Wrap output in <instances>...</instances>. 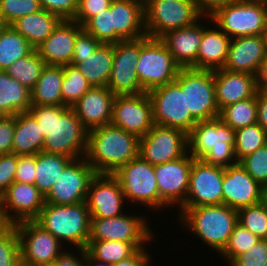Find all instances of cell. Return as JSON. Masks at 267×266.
I'll list each match as a JSON object with an SVG mask.
<instances>
[{"instance_id": "obj_47", "label": "cell", "mask_w": 267, "mask_h": 266, "mask_svg": "<svg viewBox=\"0 0 267 266\" xmlns=\"http://www.w3.org/2000/svg\"><path fill=\"white\" fill-rule=\"evenodd\" d=\"M239 164L262 187L267 186V143L252 154L242 158Z\"/></svg>"}, {"instance_id": "obj_60", "label": "cell", "mask_w": 267, "mask_h": 266, "mask_svg": "<svg viewBox=\"0 0 267 266\" xmlns=\"http://www.w3.org/2000/svg\"><path fill=\"white\" fill-rule=\"evenodd\" d=\"M85 265L86 266H112V264L100 261L94 258L86 249H85Z\"/></svg>"}, {"instance_id": "obj_7", "label": "cell", "mask_w": 267, "mask_h": 266, "mask_svg": "<svg viewBox=\"0 0 267 266\" xmlns=\"http://www.w3.org/2000/svg\"><path fill=\"white\" fill-rule=\"evenodd\" d=\"M145 29L152 38H161L171 30L186 28L203 16L194 0H146Z\"/></svg>"}, {"instance_id": "obj_31", "label": "cell", "mask_w": 267, "mask_h": 266, "mask_svg": "<svg viewBox=\"0 0 267 266\" xmlns=\"http://www.w3.org/2000/svg\"><path fill=\"white\" fill-rule=\"evenodd\" d=\"M62 19L44 9L18 18L11 26L36 49L53 32Z\"/></svg>"}, {"instance_id": "obj_58", "label": "cell", "mask_w": 267, "mask_h": 266, "mask_svg": "<svg viewBox=\"0 0 267 266\" xmlns=\"http://www.w3.org/2000/svg\"><path fill=\"white\" fill-rule=\"evenodd\" d=\"M257 123L267 132V92L257 91Z\"/></svg>"}, {"instance_id": "obj_41", "label": "cell", "mask_w": 267, "mask_h": 266, "mask_svg": "<svg viewBox=\"0 0 267 266\" xmlns=\"http://www.w3.org/2000/svg\"><path fill=\"white\" fill-rule=\"evenodd\" d=\"M63 83L61 86L63 105L71 107L75 104L92 86L76 66H63Z\"/></svg>"}, {"instance_id": "obj_30", "label": "cell", "mask_w": 267, "mask_h": 266, "mask_svg": "<svg viewBox=\"0 0 267 266\" xmlns=\"http://www.w3.org/2000/svg\"><path fill=\"white\" fill-rule=\"evenodd\" d=\"M44 141L45 137L40 129V125L29 112L15 115L12 154L36 155L42 152Z\"/></svg>"}, {"instance_id": "obj_4", "label": "cell", "mask_w": 267, "mask_h": 266, "mask_svg": "<svg viewBox=\"0 0 267 266\" xmlns=\"http://www.w3.org/2000/svg\"><path fill=\"white\" fill-rule=\"evenodd\" d=\"M179 209L182 227L189 228L201 242L220 254L238 223L237 210L225 204Z\"/></svg>"}, {"instance_id": "obj_39", "label": "cell", "mask_w": 267, "mask_h": 266, "mask_svg": "<svg viewBox=\"0 0 267 266\" xmlns=\"http://www.w3.org/2000/svg\"><path fill=\"white\" fill-rule=\"evenodd\" d=\"M219 118L233 130L257 123V93L220 110Z\"/></svg>"}, {"instance_id": "obj_13", "label": "cell", "mask_w": 267, "mask_h": 266, "mask_svg": "<svg viewBox=\"0 0 267 266\" xmlns=\"http://www.w3.org/2000/svg\"><path fill=\"white\" fill-rule=\"evenodd\" d=\"M142 49V38L114 44V59L107 88L114 95L141 94L136 63Z\"/></svg>"}, {"instance_id": "obj_5", "label": "cell", "mask_w": 267, "mask_h": 266, "mask_svg": "<svg viewBox=\"0 0 267 266\" xmlns=\"http://www.w3.org/2000/svg\"><path fill=\"white\" fill-rule=\"evenodd\" d=\"M60 242L86 249L90 237L91 216L85 202L69 205L44 204L34 220Z\"/></svg>"}, {"instance_id": "obj_40", "label": "cell", "mask_w": 267, "mask_h": 266, "mask_svg": "<svg viewBox=\"0 0 267 266\" xmlns=\"http://www.w3.org/2000/svg\"><path fill=\"white\" fill-rule=\"evenodd\" d=\"M267 143V132L258 124L235 130V156L237 162Z\"/></svg>"}, {"instance_id": "obj_63", "label": "cell", "mask_w": 267, "mask_h": 266, "mask_svg": "<svg viewBox=\"0 0 267 266\" xmlns=\"http://www.w3.org/2000/svg\"><path fill=\"white\" fill-rule=\"evenodd\" d=\"M263 37H264V40H265V51L267 53V27L263 33Z\"/></svg>"}, {"instance_id": "obj_61", "label": "cell", "mask_w": 267, "mask_h": 266, "mask_svg": "<svg viewBox=\"0 0 267 266\" xmlns=\"http://www.w3.org/2000/svg\"><path fill=\"white\" fill-rule=\"evenodd\" d=\"M262 202L267 207V186L263 187Z\"/></svg>"}, {"instance_id": "obj_10", "label": "cell", "mask_w": 267, "mask_h": 266, "mask_svg": "<svg viewBox=\"0 0 267 266\" xmlns=\"http://www.w3.org/2000/svg\"><path fill=\"white\" fill-rule=\"evenodd\" d=\"M119 181L125 200L145 207L159 209V191L154 165L140 155L113 174Z\"/></svg>"}, {"instance_id": "obj_27", "label": "cell", "mask_w": 267, "mask_h": 266, "mask_svg": "<svg viewBox=\"0 0 267 266\" xmlns=\"http://www.w3.org/2000/svg\"><path fill=\"white\" fill-rule=\"evenodd\" d=\"M266 54L263 35L231 39L223 69L256 76Z\"/></svg>"}, {"instance_id": "obj_36", "label": "cell", "mask_w": 267, "mask_h": 266, "mask_svg": "<svg viewBox=\"0 0 267 266\" xmlns=\"http://www.w3.org/2000/svg\"><path fill=\"white\" fill-rule=\"evenodd\" d=\"M148 242H123L89 240L86 250L96 259L110 264L133 256Z\"/></svg>"}, {"instance_id": "obj_43", "label": "cell", "mask_w": 267, "mask_h": 266, "mask_svg": "<svg viewBox=\"0 0 267 266\" xmlns=\"http://www.w3.org/2000/svg\"><path fill=\"white\" fill-rule=\"evenodd\" d=\"M83 29L103 44H115V27L110 8L91 17Z\"/></svg>"}, {"instance_id": "obj_1", "label": "cell", "mask_w": 267, "mask_h": 266, "mask_svg": "<svg viewBox=\"0 0 267 266\" xmlns=\"http://www.w3.org/2000/svg\"><path fill=\"white\" fill-rule=\"evenodd\" d=\"M28 112L37 120L44 134L42 152L73 159L85 157L88 131L71 107L31 105Z\"/></svg>"}, {"instance_id": "obj_56", "label": "cell", "mask_w": 267, "mask_h": 266, "mask_svg": "<svg viewBox=\"0 0 267 266\" xmlns=\"http://www.w3.org/2000/svg\"><path fill=\"white\" fill-rule=\"evenodd\" d=\"M236 0H194L203 16H211L218 8L233 3Z\"/></svg>"}, {"instance_id": "obj_15", "label": "cell", "mask_w": 267, "mask_h": 266, "mask_svg": "<svg viewBox=\"0 0 267 266\" xmlns=\"http://www.w3.org/2000/svg\"><path fill=\"white\" fill-rule=\"evenodd\" d=\"M224 167L194 159L185 203L180 208L223 204Z\"/></svg>"}, {"instance_id": "obj_20", "label": "cell", "mask_w": 267, "mask_h": 266, "mask_svg": "<svg viewBox=\"0 0 267 266\" xmlns=\"http://www.w3.org/2000/svg\"><path fill=\"white\" fill-rule=\"evenodd\" d=\"M44 204L45 196L35 185L22 182L12 183L0 198L2 217L9 225L21 221H34Z\"/></svg>"}, {"instance_id": "obj_53", "label": "cell", "mask_w": 267, "mask_h": 266, "mask_svg": "<svg viewBox=\"0 0 267 266\" xmlns=\"http://www.w3.org/2000/svg\"><path fill=\"white\" fill-rule=\"evenodd\" d=\"M36 179V155H18L15 182L34 185Z\"/></svg>"}, {"instance_id": "obj_6", "label": "cell", "mask_w": 267, "mask_h": 266, "mask_svg": "<svg viewBox=\"0 0 267 266\" xmlns=\"http://www.w3.org/2000/svg\"><path fill=\"white\" fill-rule=\"evenodd\" d=\"M206 18L231 39L263 35L267 27V0H236Z\"/></svg>"}, {"instance_id": "obj_16", "label": "cell", "mask_w": 267, "mask_h": 266, "mask_svg": "<svg viewBox=\"0 0 267 266\" xmlns=\"http://www.w3.org/2000/svg\"><path fill=\"white\" fill-rule=\"evenodd\" d=\"M188 153V135L170 127L153 125L140 138L139 155L151 165L167 163Z\"/></svg>"}, {"instance_id": "obj_64", "label": "cell", "mask_w": 267, "mask_h": 266, "mask_svg": "<svg viewBox=\"0 0 267 266\" xmlns=\"http://www.w3.org/2000/svg\"><path fill=\"white\" fill-rule=\"evenodd\" d=\"M7 25L4 23L2 17L0 16V33Z\"/></svg>"}, {"instance_id": "obj_52", "label": "cell", "mask_w": 267, "mask_h": 266, "mask_svg": "<svg viewBox=\"0 0 267 266\" xmlns=\"http://www.w3.org/2000/svg\"><path fill=\"white\" fill-rule=\"evenodd\" d=\"M41 9L58 15L62 20H72L76 14L78 0H39Z\"/></svg>"}, {"instance_id": "obj_48", "label": "cell", "mask_w": 267, "mask_h": 266, "mask_svg": "<svg viewBox=\"0 0 267 266\" xmlns=\"http://www.w3.org/2000/svg\"><path fill=\"white\" fill-rule=\"evenodd\" d=\"M267 261V240L260 239L250 249L236 256L229 266H264Z\"/></svg>"}, {"instance_id": "obj_46", "label": "cell", "mask_w": 267, "mask_h": 266, "mask_svg": "<svg viewBox=\"0 0 267 266\" xmlns=\"http://www.w3.org/2000/svg\"><path fill=\"white\" fill-rule=\"evenodd\" d=\"M41 10L39 0H0V16L6 25Z\"/></svg>"}, {"instance_id": "obj_50", "label": "cell", "mask_w": 267, "mask_h": 266, "mask_svg": "<svg viewBox=\"0 0 267 266\" xmlns=\"http://www.w3.org/2000/svg\"><path fill=\"white\" fill-rule=\"evenodd\" d=\"M113 0H78L76 14L72 20L83 26L91 17L110 8Z\"/></svg>"}, {"instance_id": "obj_11", "label": "cell", "mask_w": 267, "mask_h": 266, "mask_svg": "<svg viewBox=\"0 0 267 266\" xmlns=\"http://www.w3.org/2000/svg\"><path fill=\"white\" fill-rule=\"evenodd\" d=\"M153 104L154 124L175 128L187 135L197 121L186 109V92L175 82L154 88L148 92Z\"/></svg>"}, {"instance_id": "obj_21", "label": "cell", "mask_w": 267, "mask_h": 266, "mask_svg": "<svg viewBox=\"0 0 267 266\" xmlns=\"http://www.w3.org/2000/svg\"><path fill=\"white\" fill-rule=\"evenodd\" d=\"M125 196L113 174H96L88 187L86 206L91 218L116 217L123 213Z\"/></svg>"}, {"instance_id": "obj_44", "label": "cell", "mask_w": 267, "mask_h": 266, "mask_svg": "<svg viewBox=\"0 0 267 266\" xmlns=\"http://www.w3.org/2000/svg\"><path fill=\"white\" fill-rule=\"evenodd\" d=\"M260 239L252 234L248 229L237 223L230 235L229 241L223 251L220 253L229 263L238 255L247 251L255 245Z\"/></svg>"}, {"instance_id": "obj_49", "label": "cell", "mask_w": 267, "mask_h": 266, "mask_svg": "<svg viewBox=\"0 0 267 266\" xmlns=\"http://www.w3.org/2000/svg\"><path fill=\"white\" fill-rule=\"evenodd\" d=\"M101 44V42L83 29L75 38L74 56L71 65L76 66L84 61L85 57L92 55Z\"/></svg>"}, {"instance_id": "obj_12", "label": "cell", "mask_w": 267, "mask_h": 266, "mask_svg": "<svg viewBox=\"0 0 267 266\" xmlns=\"http://www.w3.org/2000/svg\"><path fill=\"white\" fill-rule=\"evenodd\" d=\"M14 226L18 233L21 266H52L63 252L61 242L35 221H21Z\"/></svg>"}, {"instance_id": "obj_9", "label": "cell", "mask_w": 267, "mask_h": 266, "mask_svg": "<svg viewBox=\"0 0 267 266\" xmlns=\"http://www.w3.org/2000/svg\"><path fill=\"white\" fill-rule=\"evenodd\" d=\"M175 82L186 92V109L197 122L219 117L214 70L181 68Z\"/></svg>"}, {"instance_id": "obj_28", "label": "cell", "mask_w": 267, "mask_h": 266, "mask_svg": "<svg viewBox=\"0 0 267 266\" xmlns=\"http://www.w3.org/2000/svg\"><path fill=\"white\" fill-rule=\"evenodd\" d=\"M198 20L192 26L171 30L160 39L181 68L196 69V58L202 41L203 25Z\"/></svg>"}, {"instance_id": "obj_8", "label": "cell", "mask_w": 267, "mask_h": 266, "mask_svg": "<svg viewBox=\"0 0 267 266\" xmlns=\"http://www.w3.org/2000/svg\"><path fill=\"white\" fill-rule=\"evenodd\" d=\"M137 75L145 92L175 81L181 67L160 38L142 37V49L136 63Z\"/></svg>"}, {"instance_id": "obj_45", "label": "cell", "mask_w": 267, "mask_h": 266, "mask_svg": "<svg viewBox=\"0 0 267 266\" xmlns=\"http://www.w3.org/2000/svg\"><path fill=\"white\" fill-rule=\"evenodd\" d=\"M0 266H21L18 233L14 225L0 230Z\"/></svg>"}, {"instance_id": "obj_57", "label": "cell", "mask_w": 267, "mask_h": 266, "mask_svg": "<svg viewBox=\"0 0 267 266\" xmlns=\"http://www.w3.org/2000/svg\"><path fill=\"white\" fill-rule=\"evenodd\" d=\"M148 254L145 248H140L133 256L114 263L112 266H149L151 256Z\"/></svg>"}, {"instance_id": "obj_54", "label": "cell", "mask_w": 267, "mask_h": 266, "mask_svg": "<svg viewBox=\"0 0 267 266\" xmlns=\"http://www.w3.org/2000/svg\"><path fill=\"white\" fill-rule=\"evenodd\" d=\"M14 129L15 116H0V155L11 153Z\"/></svg>"}, {"instance_id": "obj_59", "label": "cell", "mask_w": 267, "mask_h": 266, "mask_svg": "<svg viewBox=\"0 0 267 266\" xmlns=\"http://www.w3.org/2000/svg\"><path fill=\"white\" fill-rule=\"evenodd\" d=\"M257 91L267 92V53L261 62L258 73L256 74Z\"/></svg>"}, {"instance_id": "obj_29", "label": "cell", "mask_w": 267, "mask_h": 266, "mask_svg": "<svg viewBox=\"0 0 267 266\" xmlns=\"http://www.w3.org/2000/svg\"><path fill=\"white\" fill-rule=\"evenodd\" d=\"M210 29L203 24L202 41L196 58V69L216 70L225 66L231 38L219 27ZM218 28V29H217Z\"/></svg>"}, {"instance_id": "obj_37", "label": "cell", "mask_w": 267, "mask_h": 266, "mask_svg": "<svg viewBox=\"0 0 267 266\" xmlns=\"http://www.w3.org/2000/svg\"><path fill=\"white\" fill-rule=\"evenodd\" d=\"M34 48L11 25L0 33V70L5 71L18 59L29 55Z\"/></svg>"}, {"instance_id": "obj_34", "label": "cell", "mask_w": 267, "mask_h": 266, "mask_svg": "<svg viewBox=\"0 0 267 266\" xmlns=\"http://www.w3.org/2000/svg\"><path fill=\"white\" fill-rule=\"evenodd\" d=\"M63 66L46 65L31 90V105H63Z\"/></svg>"}, {"instance_id": "obj_23", "label": "cell", "mask_w": 267, "mask_h": 266, "mask_svg": "<svg viewBox=\"0 0 267 266\" xmlns=\"http://www.w3.org/2000/svg\"><path fill=\"white\" fill-rule=\"evenodd\" d=\"M83 30L74 20H61L52 34L36 50L46 65L65 66L72 63L76 36Z\"/></svg>"}, {"instance_id": "obj_42", "label": "cell", "mask_w": 267, "mask_h": 266, "mask_svg": "<svg viewBox=\"0 0 267 266\" xmlns=\"http://www.w3.org/2000/svg\"><path fill=\"white\" fill-rule=\"evenodd\" d=\"M238 223L259 239L267 240V207L263 202L237 210Z\"/></svg>"}, {"instance_id": "obj_3", "label": "cell", "mask_w": 267, "mask_h": 266, "mask_svg": "<svg viewBox=\"0 0 267 266\" xmlns=\"http://www.w3.org/2000/svg\"><path fill=\"white\" fill-rule=\"evenodd\" d=\"M235 130L219 117L197 122L188 134V153L207 164L228 167L236 164Z\"/></svg>"}, {"instance_id": "obj_38", "label": "cell", "mask_w": 267, "mask_h": 266, "mask_svg": "<svg viewBox=\"0 0 267 266\" xmlns=\"http://www.w3.org/2000/svg\"><path fill=\"white\" fill-rule=\"evenodd\" d=\"M45 61L39 56L36 49L24 58L18 59L5 71L21 85L32 90L40 78Z\"/></svg>"}, {"instance_id": "obj_33", "label": "cell", "mask_w": 267, "mask_h": 266, "mask_svg": "<svg viewBox=\"0 0 267 266\" xmlns=\"http://www.w3.org/2000/svg\"><path fill=\"white\" fill-rule=\"evenodd\" d=\"M30 106L31 90L0 70V116L28 112Z\"/></svg>"}, {"instance_id": "obj_51", "label": "cell", "mask_w": 267, "mask_h": 266, "mask_svg": "<svg viewBox=\"0 0 267 266\" xmlns=\"http://www.w3.org/2000/svg\"><path fill=\"white\" fill-rule=\"evenodd\" d=\"M17 163L18 155L16 154L0 155V198L4 195L8 187L15 182Z\"/></svg>"}, {"instance_id": "obj_62", "label": "cell", "mask_w": 267, "mask_h": 266, "mask_svg": "<svg viewBox=\"0 0 267 266\" xmlns=\"http://www.w3.org/2000/svg\"><path fill=\"white\" fill-rule=\"evenodd\" d=\"M7 224L4 222V219L1 214V205H0V230L4 228Z\"/></svg>"}, {"instance_id": "obj_55", "label": "cell", "mask_w": 267, "mask_h": 266, "mask_svg": "<svg viewBox=\"0 0 267 266\" xmlns=\"http://www.w3.org/2000/svg\"><path fill=\"white\" fill-rule=\"evenodd\" d=\"M80 253V260L74 252L63 251L58 258L54 261L52 266H86L85 265V249H77ZM82 257V258H81Z\"/></svg>"}, {"instance_id": "obj_25", "label": "cell", "mask_w": 267, "mask_h": 266, "mask_svg": "<svg viewBox=\"0 0 267 266\" xmlns=\"http://www.w3.org/2000/svg\"><path fill=\"white\" fill-rule=\"evenodd\" d=\"M110 10L115 27V44L147 36L143 1L113 0Z\"/></svg>"}, {"instance_id": "obj_18", "label": "cell", "mask_w": 267, "mask_h": 266, "mask_svg": "<svg viewBox=\"0 0 267 266\" xmlns=\"http://www.w3.org/2000/svg\"><path fill=\"white\" fill-rule=\"evenodd\" d=\"M95 175L85 157L73 159L45 196V202L55 205L85 202L89 184Z\"/></svg>"}, {"instance_id": "obj_17", "label": "cell", "mask_w": 267, "mask_h": 266, "mask_svg": "<svg viewBox=\"0 0 267 266\" xmlns=\"http://www.w3.org/2000/svg\"><path fill=\"white\" fill-rule=\"evenodd\" d=\"M193 160L194 158L187 153L173 161L154 165L161 210L170 205L180 208L185 203Z\"/></svg>"}, {"instance_id": "obj_24", "label": "cell", "mask_w": 267, "mask_h": 266, "mask_svg": "<svg viewBox=\"0 0 267 266\" xmlns=\"http://www.w3.org/2000/svg\"><path fill=\"white\" fill-rule=\"evenodd\" d=\"M115 96L107 86L91 87L71 108L90 131L111 124Z\"/></svg>"}, {"instance_id": "obj_19", "label": "cell", "mask_w": 267, "mask_h": 266, "mask_svg": "<svg viewBox=\"0 0 267 266\" xmlns=\"http://www.w3.org/2000/svg\"><path fill=\"white\" fill-rule=\"evenodd\" d=\"M148 225V220L140 215L91 218L89 240L150 242L154 233Z\"/></svg>"}, {"instance_id": "obj_2", "label": "cell", "mask_w": 267, "mask_h": 266, "mask_svg": "<svg viewBox=\"0 0 267 266\" xmlns=\"http://www.w3.org/2000/svg\"><path fill=\"white\" fill-rule=\"evenodd\" d=\"M140 138L111 124L87 133L86 161L96 174H114L139 156Z\"/></svg>"}, {"instance_id": "obj_22", "label": "cell", "mask_w": 267, "mask_h": 266, "mask_svg": "<svg viewBox=\"0 0 267 266\" xmlns=\"http://www.w3.org/2000/svg\"><path fill=\"white\" fill-rule=\"evenodd\" d=\"M223 204L240 209L262 202L263 187L237 162L224 168Z\"/></svg>"}, {"instance_id": "obj_32", "label": "cell", "mask_w": 267, "mask_h": 266, "mask_svg": "<svg viewBox=\"0 0 267 266\" xmlns=\"http://www.w3.org/2000/svg\"><path fill=\"white\" fill-rule=\"evenodd\" d=\"M76 65L92 87L107 86L114 59V44H101Z\"/></svg>"}, {"instance_id": "obj_14", "label": "cell", "mask_w": 267, "mask_h": 266, "mask_svg": "<svg viewBox=\"0 0 267 266\" xmlns=\"http://www.w3.org/2000/svg\"><path fill=\"white\" fill-rule=\"evenodd\" d=\"M111 125L141 138L154 125L153 104L147 92L116 95L113 102Z\"/></svg>"}, {"instance_id": "obj_35", "label": "cell", "mask_w": 267, "mask_h": 266, "mask_svg": "<svg viewBox=\"0 0 267 266\" xmlns=\"http://www.w3.org/2000/svg\"><path fill=\"white\" fill-rule=\"evenodd\" d=\"M73 160L61 154L39 152L36 154L35 187L46 196L66 166Z\"/></svg>"}, {"instance_id": "obj_26", "label": "cell", "mask_w": 267, "mask_h": 266, "mask_svg": "<svg viewBox=\"0 0 267 266\" xmlns=\"http://www.w3.org/2000/svg\"><path fill=\"white\" fill-rule=\"evenodd\" d=\"M215 95L219 111L231 104L254 97L257 93L256 76L242 72L214 70Z\"/></svg>"}]
</instances>
